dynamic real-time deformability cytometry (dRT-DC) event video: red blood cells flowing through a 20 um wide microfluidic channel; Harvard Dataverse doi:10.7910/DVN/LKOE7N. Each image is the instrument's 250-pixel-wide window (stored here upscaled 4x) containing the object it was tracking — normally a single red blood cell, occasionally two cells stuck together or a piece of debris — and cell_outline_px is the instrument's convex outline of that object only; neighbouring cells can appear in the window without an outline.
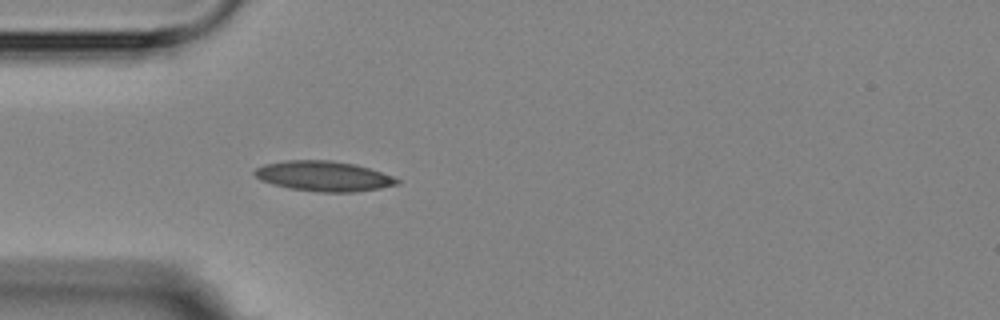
{"species": "Egyptian fruit bat (a non-hibernating species)", "species_latin": "Rousettus aegyptiacus", "temperature_condition": "room temperature", "stored_images_in_passage": 4, "camera_frame_rate_fps": 3000, "um_per_image_px": 0.085, "animal": {"sex": "female"}, "frame": {"image": 1, "passage_image": 4, "time_ms": 3.333, "image_size_px": [1000, 320], "cell_outline_px": [[400, 184], [380, 188], [352, 192], [324, 192], [288, 188], [272, 184], [260, 180], [252, 172], [256, 168], [264, 164], [284, 160], [328, 160], [356, 164], [392, 176], [400, 180]], "centroid_in_image_um": [27.48, 14.97], "position_along_channel_um": 57.5, "area_um2": 24.97}}